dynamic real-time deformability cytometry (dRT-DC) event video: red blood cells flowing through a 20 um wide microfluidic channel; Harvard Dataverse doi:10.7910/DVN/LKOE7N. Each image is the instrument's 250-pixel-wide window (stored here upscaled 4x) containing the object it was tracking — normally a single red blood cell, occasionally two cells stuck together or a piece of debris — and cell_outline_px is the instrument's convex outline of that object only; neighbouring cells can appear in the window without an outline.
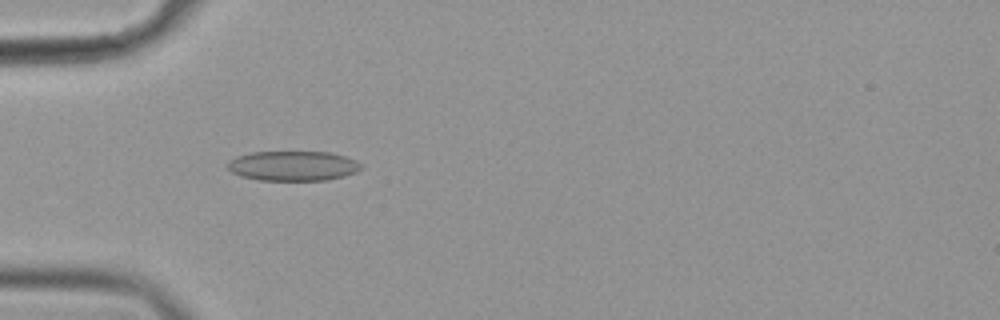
{"species": "common noctule bat (a hibernating species)", "species_latin": "Nyctalus noctula", "temperature_condition": "cold", "stored_images_in_passage": 54, "camera_frame_rate_fps": 3000, "um_per_image_px": 0.085, "animal": {"sex": "female", "body_mass_g": 19.9}, "frame": {"image": 1, "passage_image": 16, "time_ms": 5.0, "image_size_px": [1000, 320], "cell_outline_px": [[364, 168], [356, 172], [344, 176], [324, 180], [260, 180], [240, 176], [232, 172], [228, 168], [228, 160], [236, 156], [252, 152], [328, 152], [344, 156], [356, 160]], "centroid_in_image_um": [24.9, 14.1], "position_along_channel_um": 60.1, "area_um2": 23.18}}
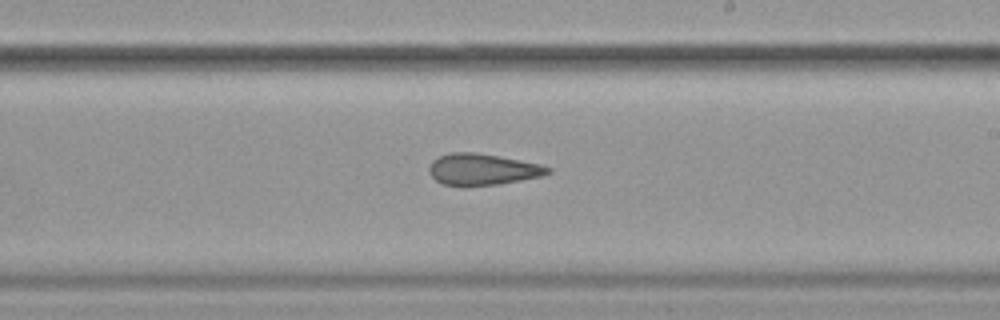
{"frame": {"image": 2, "passage_image": 32, "time_ms": 10.333, "image_size_px": [1000, 320], "cell_outline_px": [[552, 172], [540, 176], [520, 180], [496, 184], [444, 184], [436, 180], [428, 172], [428, 168], [432, 160], [440, 156], [452, 152], [476, 152], [540, 164], [552, 168]], "centroid_in_image_um": [41.01, 14.37], "position_along_channel_um": 248.0, "area_um2": 21.15}}
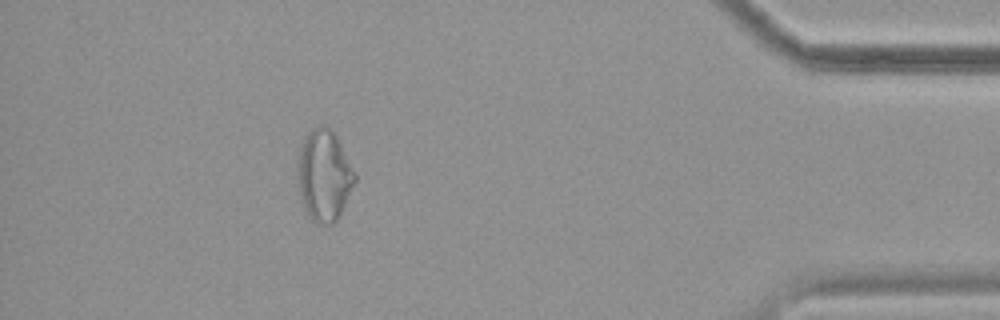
{"frame": {"image": 3, "passage_image": 49, "time_ms": 16.0, "image_size_px": [1000, 320], "cell_outline_px": [[356, 180], [336, 220], [332, 224], [316, 224], [308, 216], [304, 208], [296, 184], [296, 160], [300, 144], [304, 136], [316, 124], [320, 124], [328, 128], [336, 136], [356, 172]], "centroid_in_image_um": [27.49, 14.89], "position_along_channel_um": 407.7, "area_um2": 30.92}, "authors_computed_cell_mechanics": {"area_um2": 23.3223, "velocity_mm_per_s": 3.6122, "shape_relaxation_time_tau1_ms": null, "shape_relaxation_time_tau2_ms": 3.5281, "deformation_change_tau1": null, "deformation_change_tau2": 0.1229}}